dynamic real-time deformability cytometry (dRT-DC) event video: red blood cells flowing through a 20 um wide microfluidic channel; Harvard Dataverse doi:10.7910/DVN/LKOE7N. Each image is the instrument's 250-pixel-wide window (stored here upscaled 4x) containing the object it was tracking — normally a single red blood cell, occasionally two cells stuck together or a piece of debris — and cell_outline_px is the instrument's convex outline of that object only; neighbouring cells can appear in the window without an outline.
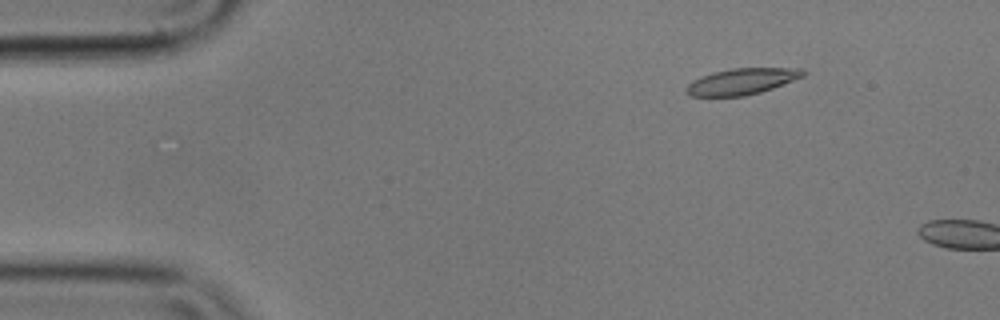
{"species": "common noctule bat (a hibernating species)", "species_latin": "Nyctalus noctula", "temperature_condition": "cold", "stored_images_in_passage": 11, "camera_frame_rate_fps": 3000, "um_per_image_px": 0.085, "animal": {"sex": "male", "body_mass_g": 17.9}, "frame": {"image": 1, "passage_image": 8, "time_ms": 2.333, "image_size_px": [1000, 320], "cell_outline_px": [[808, 72], [804, 76], [772, 88], [760, 92], [744, 96], [688, 96], [684, 92], [684, 88], [692, 80], [716, 72], [732, 68], [800, 68]], "centroid_in_image_um": [63.04, 6.93], "position_along_channel_um": 22.0, "area_um2": 17.74}}